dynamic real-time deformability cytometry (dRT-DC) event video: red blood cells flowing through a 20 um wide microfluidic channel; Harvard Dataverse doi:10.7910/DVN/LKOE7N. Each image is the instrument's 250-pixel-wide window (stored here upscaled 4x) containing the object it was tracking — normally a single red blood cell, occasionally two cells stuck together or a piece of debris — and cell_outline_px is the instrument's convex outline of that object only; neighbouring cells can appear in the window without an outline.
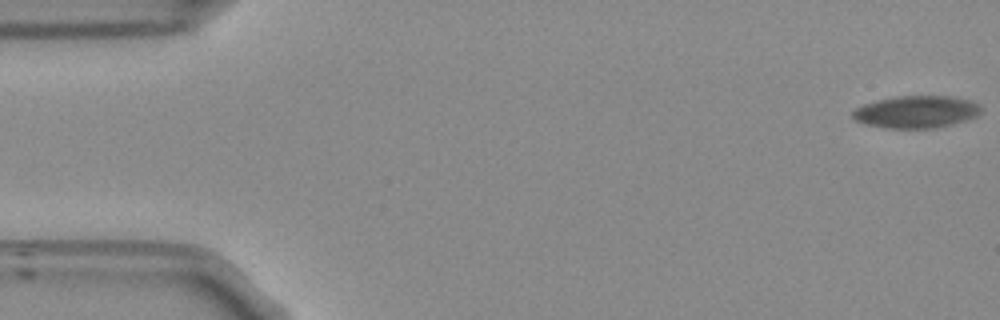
{"species": "Egyptian fruit bat (a non-hibernating species)", "species_latin": "Rousettus aegyptiacus", "temperature_condition": "room temperature", "stored_images_in_passage": 14, "camera_frame_rate_fps": 3000, "um_per_image_px": 0.085, "frame": {"image": 1, "passage_image": 1, "time_ms": 0.0, "image_size_px": [1000, 320], "cell_outline_px": [[980, 112], [976, 116], [952, 124], [936, 128], [888, 128], [864, 124], [856, 120], [852, 116], [852, 112], [856, 108], [864, 104], [896, 96], [952, 96], [968, 100], [976, 104], [980, 108]], "centroid_in_image_um": [77.86, 9.51], "position_along_channel_um": 7.1, "area_um2": 23.81}}